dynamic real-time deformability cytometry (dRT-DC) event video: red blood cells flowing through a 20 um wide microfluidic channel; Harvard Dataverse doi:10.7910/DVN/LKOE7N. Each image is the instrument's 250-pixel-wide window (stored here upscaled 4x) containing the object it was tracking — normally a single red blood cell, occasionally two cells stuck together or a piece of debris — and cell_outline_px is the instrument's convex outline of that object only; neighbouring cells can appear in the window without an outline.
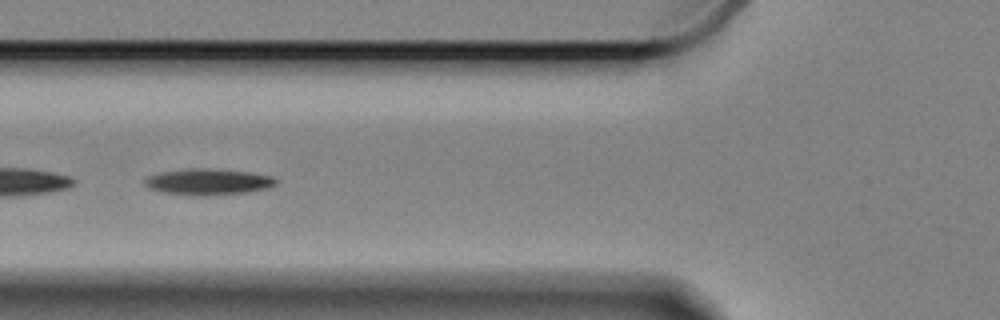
{"species": "Egyptian fruit bat (a non-hibernating species)", "species_latin": "Rousettus aegyptiacus", "temperature_condition": "cold", "stored_images_in_passage": 53, "segment_of_instrument_passage": [2, 2], "camera_frame_rate_fps": 3000, "um_per_image_px": 0.085, "animal": {"sex": "female"}, "frame": {"image": 1, "passage_image": 16, "time_ms": 5.0, "image_size_px": [1000, 320], "cell_outline_px": [[276, 184], [272, 188], [248, 192], [208, 196], [192, 196], [160, 192], [148, 188], [144, 184], [144, 180], [148, 176], [160, 172], [188, 168], [204, 168], [252, 172], [272, 176], [276, 180]], "centroid_in_image_um": [17.69, 15.47], "position_along_channel_um": 108.1, "area_um2": 20.46}}
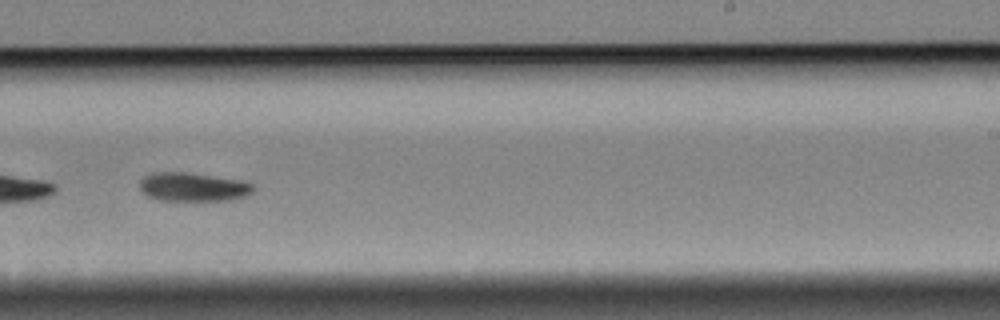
{"frame": {"image": 2, "passage_image": 31, "time_ms": 10.0, "image_size_px": [1000, 320], "cell_outline_px": [[256, 188], [248, 196], [232, 200], [160, 200], [148, 196], [140, 188], [140, 180], [144, 176], [152, 172], [188, 172], [244, 180], [252, 184]], "centroid_in_image_um": [16.46, 15.88], "position_along_channel_um": 272.5, "area_um2": 19.25}}